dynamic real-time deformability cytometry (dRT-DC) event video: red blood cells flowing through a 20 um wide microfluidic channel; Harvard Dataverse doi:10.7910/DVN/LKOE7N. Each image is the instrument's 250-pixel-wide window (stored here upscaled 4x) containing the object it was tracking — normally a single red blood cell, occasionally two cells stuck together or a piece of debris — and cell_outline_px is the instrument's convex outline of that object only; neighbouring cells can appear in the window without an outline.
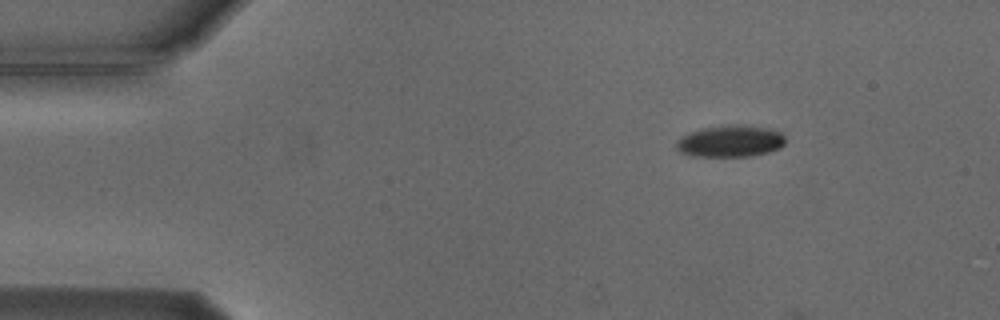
{"species": "Egyptian fruit bat (a non-hibernating species)", "species_latin": "Rousettus aegyptiacus", "temperature_condition": "cold", "stored_images_in_passage": 4, "camera_frame_rate_fps": 3000, "um_per_image_px": 0.085, "animal": {"sex": "male"}, "frame": {"image": 1, "passage_image": 1, "time_ms": 0.0, "image_size_px": [1000, 320], "cell_outline_px": [[784, 144], [780, 148], [768, 152], [752, 156], [692, 156], [680, 152], [676, 148], [676, 140], [680, 136], [704, 128], [764, 128], [780, 132], [784, 136]], "centroid_in_image_um": [62.03, 12.07], "position_along_channel_um": 23.0, "area_um2": 19.07}}
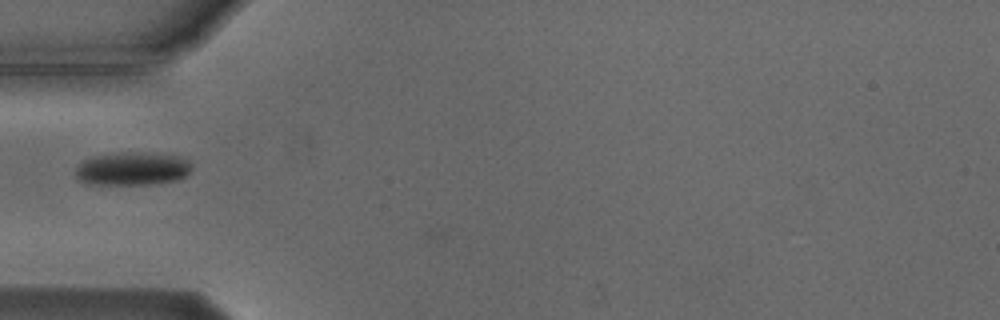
{"frame": {"image": 2, "passage_image": 4, "time_ms": 3.333, "image_size_px": [1000, 320], "cell_outline_px": [[192, 168], [188, 176], [180, 180], [152, 184], [84, 184], [76, 176], [76, 168], [84, 160], [92, 156], [128, 152], [144, 152], [176, 156], [188, 160], [192, 164]], "centroid_in_image_um": [11.29, 14.35], "position_along_channel_um": 73.7, "area_um2": 22.66}}